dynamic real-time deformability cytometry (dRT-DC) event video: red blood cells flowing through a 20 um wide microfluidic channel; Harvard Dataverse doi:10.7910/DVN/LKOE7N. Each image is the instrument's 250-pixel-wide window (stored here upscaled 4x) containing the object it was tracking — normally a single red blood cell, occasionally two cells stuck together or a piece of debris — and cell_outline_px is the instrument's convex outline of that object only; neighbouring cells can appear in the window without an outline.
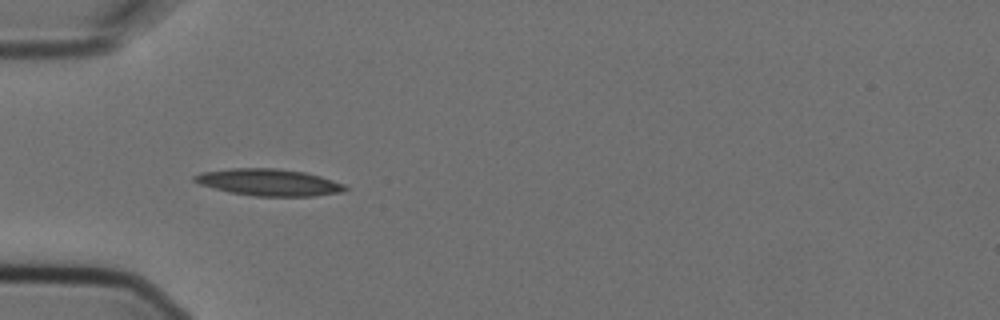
{"species": "Egyptian fruit bat (a non-hibernating species)", "species_latin": "Rousettus aegyptiacus", "temperature_condition": "cold", "stored_images_in_passage": 1, "camera_frame_rate_fps": 3000, "um_per_image_px": 0.085, "animal": {"sex": "female"}, "frame": {"image": 1, "passage_image": 1, "time_ms": 0.0, "image_size_px": [1000, 320], "cell_outline_px": [[348, 188], [340, 192], [312, 196], [256, 196], [228, 192], [200, 184], [192, 180], [192, 176], [200, 172], [232, 168], [276, 168], [304, 172], [320, 176], [344, 184]], "centroid_in_image_um": [22.8, 15.49], "position_along_channel_um": 62.2, "area_um2": 23.47}}